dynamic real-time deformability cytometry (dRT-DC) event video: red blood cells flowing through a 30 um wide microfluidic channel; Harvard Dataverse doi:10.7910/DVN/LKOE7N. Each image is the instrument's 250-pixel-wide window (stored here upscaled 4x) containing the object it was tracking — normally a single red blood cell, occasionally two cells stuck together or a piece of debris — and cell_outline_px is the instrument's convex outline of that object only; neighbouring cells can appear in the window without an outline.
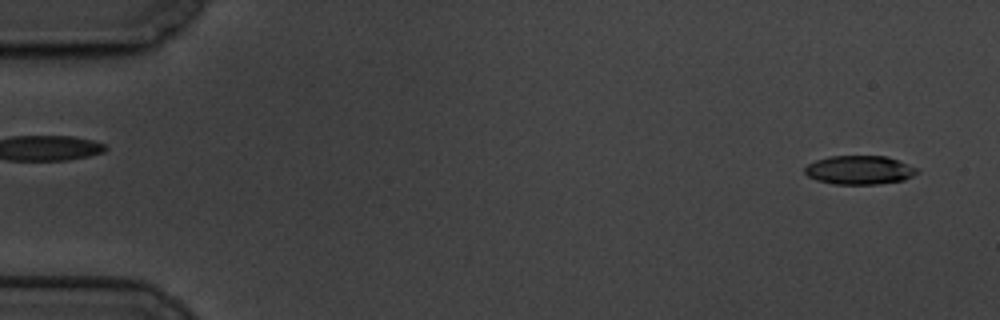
{"species": "common noctule bat (a hibernating species)", "species_latin": "Nyctalus noctula", "temperature_condition": "cold", "stored_images_in_passage": 60, "camera_frame_rate_fps": 3000, "um_per_image_px": 0.085, "animal": {"sex": "male", "body_mass_g": 19.5, "forearm_length_mm": 54.6}, "frame": {"image": 1, "passage_image": 3, "time_ms": 0.667, "image_size_px": [1000, 320], "cell_outline_px": [[920, 172], [904, 180], [876, 184], [832, 184], [816, 180], [808, 176], [804, 172], [804, 168], [808, 164], [816, 160], [828, 156], [888, 156], [908, 164], [916, 168]], "centroid_in_image_um": [73.04, 14.45], "position_along_channel_um": 12.0, "area_um2": 18.9}}
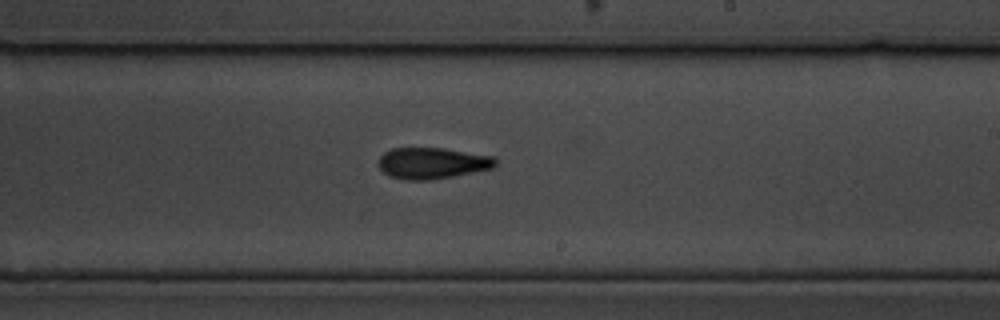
{"frame": {"image": 2, "passage_image": 36, "time_ms": 11.667, "image_size_px": [1000, 320], "cell_outline_px": [[496, 164], [492, 168], [432, 180], [408, 180], [388, 176], [380, 168], [380, 156], [384, 152], [392, 148], [444, 148], [496, 156]], "centroid_in_image_um": [36.76, 13.86], "position_along_channel_um": 252.2, "area_um2": 21.27}}
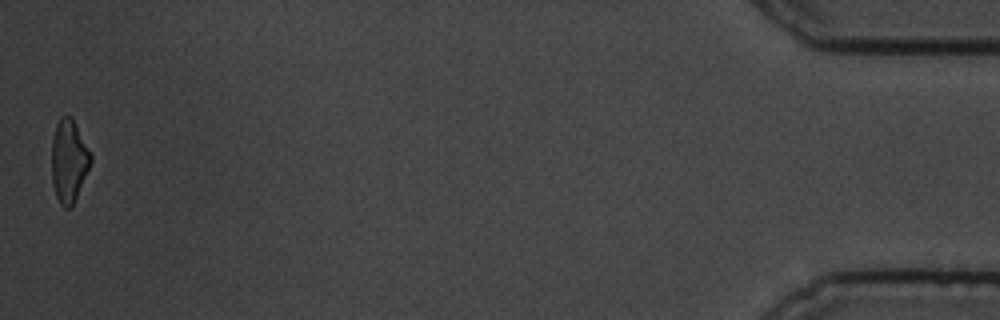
{"frame": {"image": 3, "passage_image": 60, "time_ms": 19.667, "image_size_px": [1000, 320], "cell_outline_px": [[92, 160], [76, 196], [72, 204], [68, 208], [64, 208], [60, 204], [56, 196], [52, 184], [52, 140], [56, 124], [60, 116], [72, 116], [92, 156]], "centroid_in_image_um": [5.83, 13.64], "position_along_channel_um": 429.4, "area_um2": 18.55}, "authors_computed_cell_mechanics": {"area_um2": 20.7213, "velocity_mm_per_s": 3.3337, "shape_relaxation_time_tau1_ms": 6.3877, "shape_relaxation_time_tau2_ms": 5.0837, "deformation_change_tau1": 0.1611, "deformation_change_tau2": 0.1374}}